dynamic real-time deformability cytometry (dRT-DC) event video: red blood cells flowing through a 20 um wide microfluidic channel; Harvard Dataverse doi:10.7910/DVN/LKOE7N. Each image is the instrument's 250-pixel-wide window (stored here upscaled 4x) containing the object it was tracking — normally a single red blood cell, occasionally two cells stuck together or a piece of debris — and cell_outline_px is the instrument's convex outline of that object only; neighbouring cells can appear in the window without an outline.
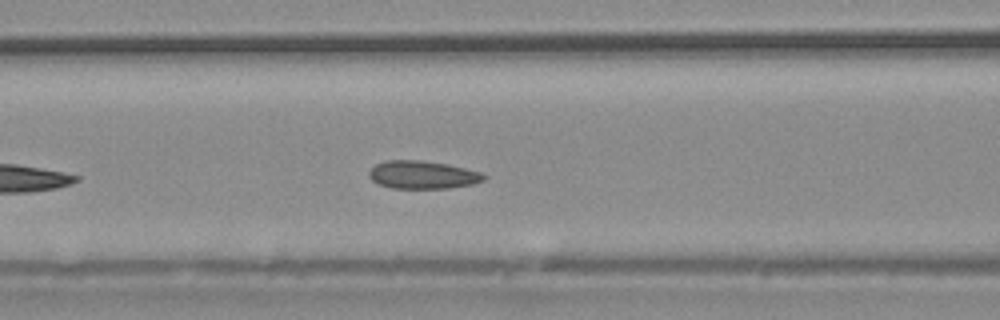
{"species": "common noctule bat (a hibernating species)", "species_latin": "Nyctalus noctula", "temperature_condition": "warm", "stored_images_in_passage": 15, "camera_frame_rate_fps": 3000, "um_per_image_px": 0.085, "animal": {"sex": "male", "body_mass_g": 20.4}, "frame": {"image": 1, "passage_image": 7, "time_ms": 2.0, "image_size_px": [1000, 320], "cell_outline_px": [[488, 176], [484, 180], [472, 184], [448, 188], [392, 188], [380, 184], [372, 180], [368, 176], [368, 172], [376, 164], [384, 160], [420, 160], [448, 164], [480, 172]], "centroid_in_image_um": [35.91, 14.85], "position_along_channel_um": 130.7, "area_um2": 18.67}}